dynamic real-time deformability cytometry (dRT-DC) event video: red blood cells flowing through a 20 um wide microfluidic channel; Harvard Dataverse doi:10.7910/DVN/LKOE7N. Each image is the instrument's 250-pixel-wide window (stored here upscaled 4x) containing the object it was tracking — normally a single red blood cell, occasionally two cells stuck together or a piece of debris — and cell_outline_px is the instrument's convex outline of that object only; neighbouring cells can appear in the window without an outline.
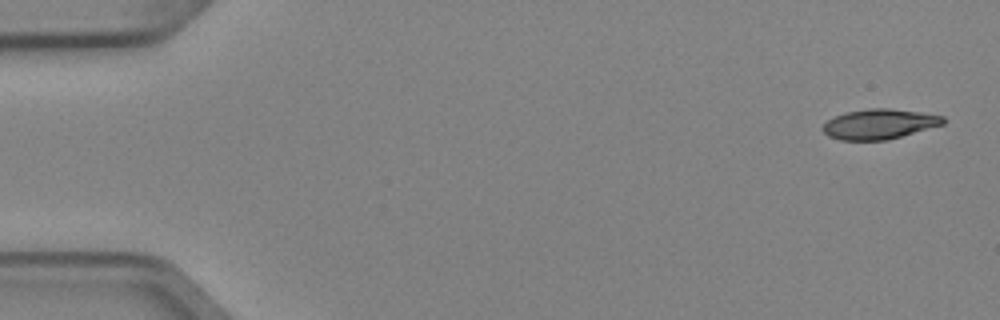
{"species": "Egyptian fruit bat (a non-hibernating species)", "species_latin": "Rousettus aegyptiacus", "temperature_condition": "cold", "stored_images_in_passage": 4, "camera_frame_rate_fps": 3000, "um_per_image_px": 0.085, "animal": {"sex": "female"}, "frame": {"image": 1, "passage_image": 1, "time_ms": 0.0, "image_size_px": [1000, 320], "cell_outline_px": [[948, 120], [944, 124], [900, 136], [884, 140], [840, 140], [828, 136], [820, 128], [828, 120], [844, 112], [868, 108], [888, 108], [920, 112], [944, 116]], "centroid_in_image_um": [74.73, 10.53], "position_along_channel_um": 10.3, "area_um2": 21.04}}
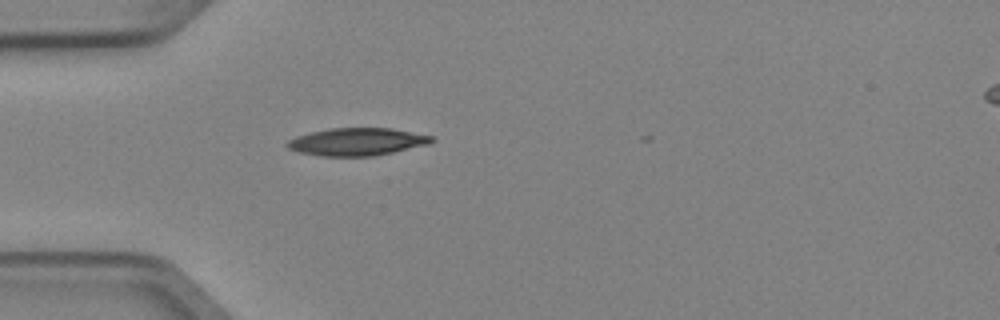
{"frame": {"image": 2, "passage_image": 4, "time_ms": 1.0, "image_size_px": [1000, 320], "cell_outline_px": [[436, 140], [428, 144], [376, 156], [320, 156], [300, 152], [288, 148], [284, 144], [288, 140], [296, 136], [328, 128], [392, 128], [432, 136]], "centroid_in_image_um": [30.34, 12.05], "position_along_channel_um": 54.7, "area_um2": 23.24}}